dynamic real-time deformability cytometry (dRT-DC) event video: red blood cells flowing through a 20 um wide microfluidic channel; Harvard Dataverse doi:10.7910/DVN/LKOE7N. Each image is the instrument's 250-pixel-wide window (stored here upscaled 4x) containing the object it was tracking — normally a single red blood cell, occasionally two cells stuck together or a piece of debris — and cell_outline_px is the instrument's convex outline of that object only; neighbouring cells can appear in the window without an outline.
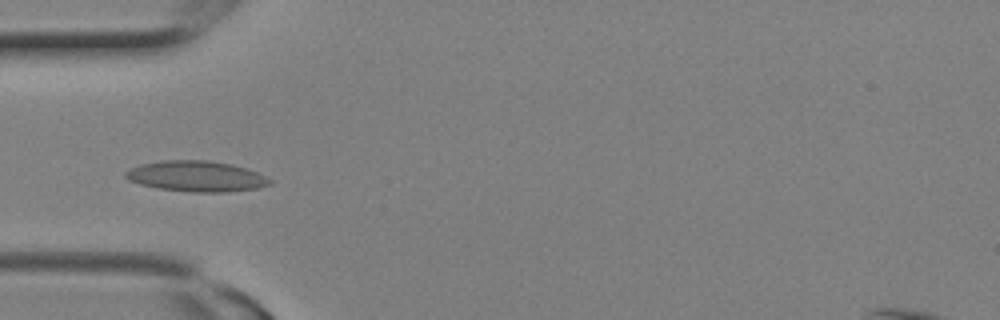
{"species": "Egyptian fruit bat (a non-hibernating species)", "species_latin": "Rousettus aegyptiacus", "temperature_condition": "room temperature", "stored_images_in_passage": 9, "camera_frame_rate_fps": 3000, "um_per_image_px": 0.085, "animal": {"sex": "female"}, "frame": {"image": 1, "passage_image": 8, "time_ms": 2.333, "image_size_px": [1000, 320], "cell_outline_px": [[272, 184], [256, 188], [224, 192], [192, 192], [156, 188], [140, 184], [128, 180], [124, 176], [124, 172], [140, 164], [160, 160], [208, 160], [232, 164], [248, 168], [272, 180]], "centroid_in_image_um": [16.67, 14.97], "position_along_channel_um": 68.3, "area_um2": 25.89}}